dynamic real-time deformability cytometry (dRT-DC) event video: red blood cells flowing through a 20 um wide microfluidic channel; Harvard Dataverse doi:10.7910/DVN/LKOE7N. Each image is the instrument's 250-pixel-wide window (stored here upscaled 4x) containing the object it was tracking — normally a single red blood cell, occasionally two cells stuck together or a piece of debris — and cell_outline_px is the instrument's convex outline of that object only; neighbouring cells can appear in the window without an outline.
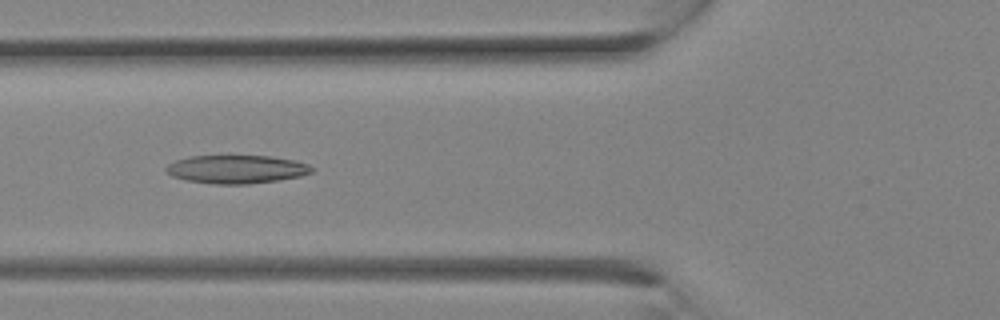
{"species": "Egyptian fruit bat (a non-hibernating species)", "species_latin": "Rousettus aegyptiacus", "temperature_condition": "room temperature", "stored_images_in_passage": 12, "camera_frame_rate_fps": 3000, "um_per_image_px": 0.085, "animal": {"sex": "female"}, "frame": {"image": 1, "passage_image": 9, "time_ms": 2.667, "image_size_px": [1000, 320], "cell_outline_px": [[316, 168], [312, 172], [300, 176], [280, 180], [248, 184], [216, 184], [184, 180], [172, 176], [164, 168], [168, 164], [176, 160], [188, 156], [268, 156], [296, 160], [308, 164]], "centroid_in_image_um": [20.12, 14.39], "position_along_channel_um": 105.7, "area_um2": 24.16}}
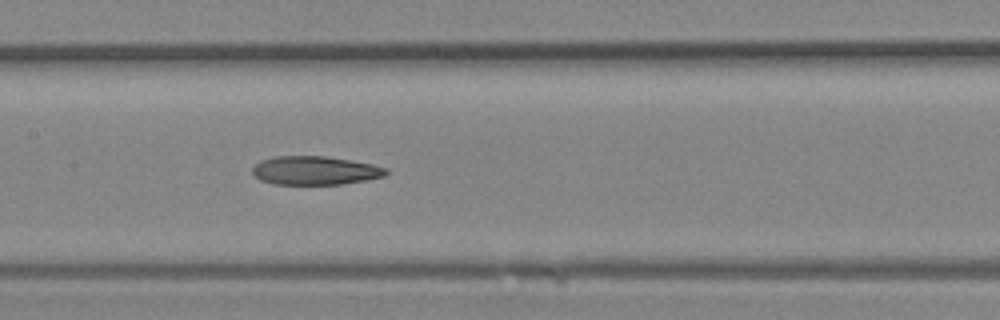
{"frame": {"image": 2, "passage_image": 12, "time_ms": 3.667, "image_size_px": [1000, 320], "cell_outline_px": [[388, 172], [384, 176], [368, 180], [340, 184], [272, 184], [260, 180], [252, 172], [252, 168], [260, 160], [276, 156], [324, 156], [372, 164], [388, 168]], "centroid_in_image_um": [26.77, 14.49], "position_along_channel_um": 180.6, "area_um2": 22.25}}